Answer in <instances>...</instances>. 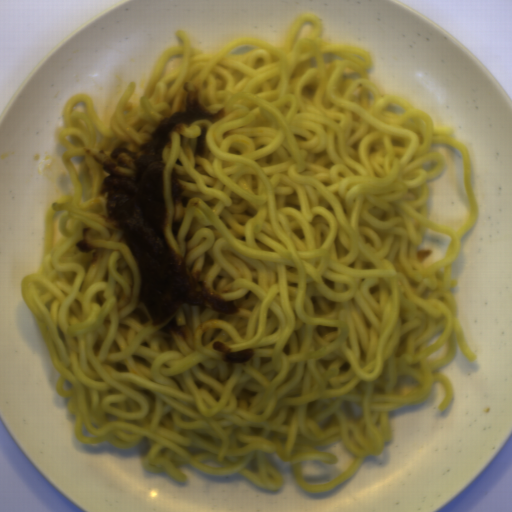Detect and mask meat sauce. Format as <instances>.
<instances>
[{
	"instance_id": "419fd0ea",
	"label": "meat sauce",
	"mask_w": 512,
	"mask_h": 512,
	"mask_svg": "<svg viewBox=\"0 0 512 512\" xmlns=\"http://www.w3.org/2000/svg\"><path fill=\"white\" fill-rule=\"evenodd\" d=\"M212 349L223 353V362H229L235 365L249 362L255 354L254 348H245L241 349L240 351L231 352L232 349L227 344L219 341L213 342Z\"/></svg>"
},
{
	"instance_id": "c2f84ad9",
	"label": "meat sauce",
	"mask_w": 512,
	"mask_h": 512,
	"mask_svg": "<svg viewBox=\"0 0 512 512\" xmlns=\"http://www.w3.org/2000/svg\"><path fill=\"white\" fill-rule=\"evenodd\" d=\"M93 231L91 227H83L82 229V240H78L75 246L83 253H90L94 250V247L90 246L87 241V235L89 232Z\"/></svg>"
},
{
	"instance_id": "5fd34fe4",
	"label": "meat sauce",
	"mask_w": 512,
	"mask_h": 512,
	"mask_svg": "<svg viewBox=\"0 0 512 512\" xmlns=\"http://www.w3.org/2000/svg\"><path fill=\"white\" fill-rule=\"evenodd\" d=\"M186 192V187L183 183H181L178 179L177 170L175 166H173L171 171V193H172V201L173 205L176 206L177 198L183 193Z\"/></svg>"
},
{
	"instance_id": "452cab56",
	"label": "meat sauce",
	"mask_w": 512,
	"mask_h": 512,
	"mask_svg": "<svg viewBox=\"0 0 512 512\" xmlns=\"http://www.w3.org/2000/svg\"><path fill=\"white\" fill-rule=\"evenodd\" d=\"M185 111L163 118L147 142L138 151L117 147L108 156L104 149L85 153L109 176L103 180L99 195L108 193L104 203L107 216L104 223L123 230L127 244L138 265L142 284L138 304L144 303L152 326H160L186 303L198 307L199 315L206 308L225 315L239 313L234 301L223 299L206 283L200 282L201 269L192 274L187 261L170 248L164 237L167 212L162 192V169L166 166L164 148L172 142L171 128L182 123L208 120L211 124L226 116L225 107L212 113L200 100L199 88L191 81L184 82Z\"/></svg>"
}]
</instances>
